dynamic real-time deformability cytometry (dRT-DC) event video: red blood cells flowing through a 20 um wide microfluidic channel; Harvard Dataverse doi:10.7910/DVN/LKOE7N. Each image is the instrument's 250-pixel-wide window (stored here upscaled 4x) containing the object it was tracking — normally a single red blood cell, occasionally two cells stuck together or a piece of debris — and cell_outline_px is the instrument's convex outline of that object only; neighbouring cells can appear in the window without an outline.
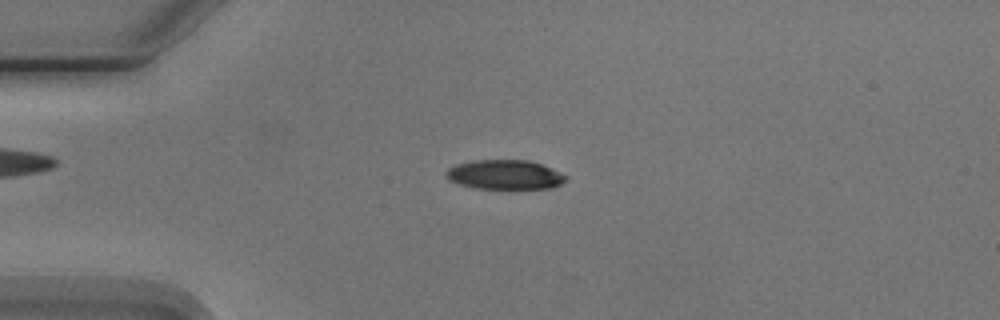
{"species": "Egyptian fruit bat (a non-hibernating species)", "species_latin": "Rousettus aegyptiacus", "temperature_condition": "cold", "stored_images_in_passage": 8, "camera_frame_rate_fps": 3000, "um_per_image_px": 0.085, "animal": {"sex": "male"}, "frame": {"image": 1, "passage_image": 3, "time_ms": 2.333, "image_size_px": [1000, 320], "cell_outline_px": [[568, 176], [560, 184], [552, 188], [476, 188], [460, 184], [448, 180], [444, 176], [444, 172], [448, 168], [456, 164], [476, 160], [528, 160], [552, 168]], "centroid_in_image_um": [42.87, 14.84], "position_along_channel_um": 42.1, "area_um2": 20.46}}
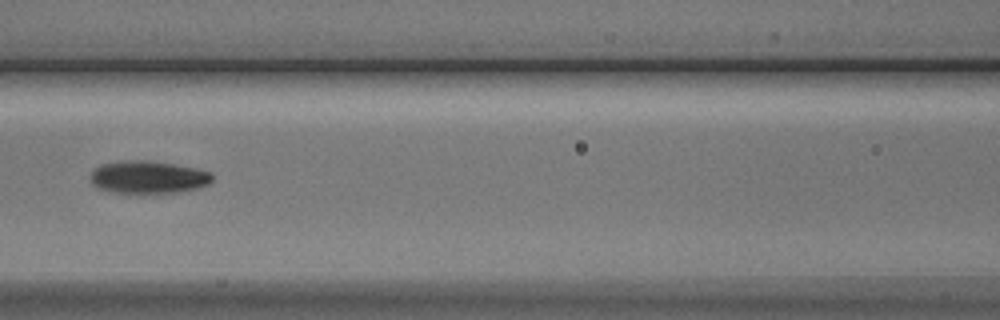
{"frame": {"image": 2, "passage_image": 6, "time_ms": 6.0, "image_size_px": [1000, 320], "cell_outline_px": [[212, 180], [208, 184], [196, 188], [180, 192], [116, 192], [96, 188], [92, 184], [88, 176], [100, 164], [132, 160], [148, 160], [196, 168], [212, 172]], "centroid_in_image_um": [12.58, 15.05], "position_along_channel_um": 154.0, "area_um2": 22.95}}
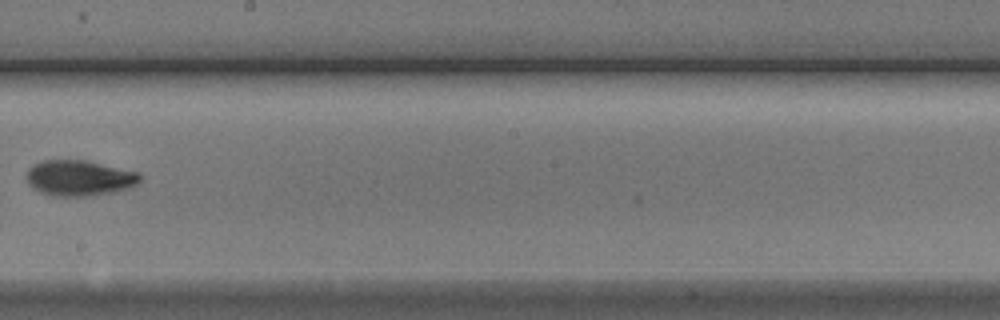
{"frame": {"image": 3, "passage_image": 8, "time_ms": 8.333, "image_size_px": [1000, 320], "cell_outline_px": [[140, 180], [132, 188], [116, 192], [92, 196], [52, 196], [40, 192], [32, 188], [28, 184], [28, 168], [32, 164], [44, 160], [84, 160], [140, 172]], "centroid_in_image_um": [6.76, 15.14], "position_along_channel_um": 241.4, "area_um2": 23.81}}